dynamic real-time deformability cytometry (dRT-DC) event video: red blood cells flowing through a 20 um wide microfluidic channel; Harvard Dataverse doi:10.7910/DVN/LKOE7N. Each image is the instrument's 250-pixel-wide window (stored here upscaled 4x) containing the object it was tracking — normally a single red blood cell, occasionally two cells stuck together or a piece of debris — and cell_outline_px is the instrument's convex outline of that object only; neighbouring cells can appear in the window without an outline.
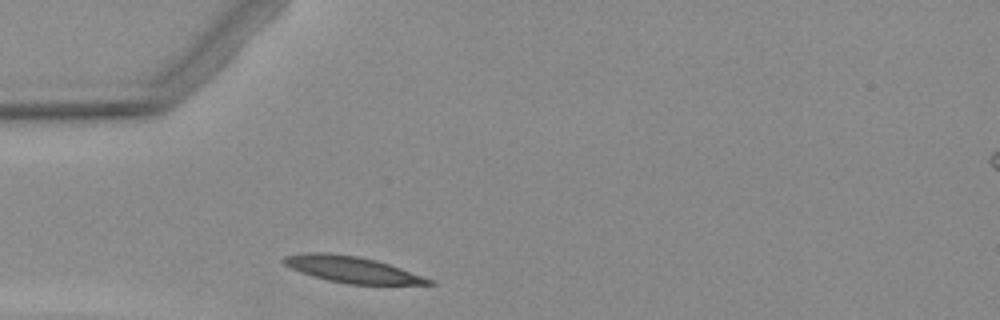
{"species": "Egyptian fruit bat (a non-hibernating species)", "species_latin": "Rousettus aegyptiacus", "temperature_condition": "warm", "stored_images_in_passage": 1, "camera_frame_rate_fps": 3000, "um_per_image_px": 0.085, "animal": {"sex": "female"}, "frame": {"image": 1, "passage_image": 1, "time_ms": 0.0, "image_size_px": [1000, 320], "cell_outline_px": [[436, 284], [344, 284], [312, 276], [300, 272], [284, 264], [280, 260], [284, 256], [308, 252], [324, 252], [360, 256], [376, 260], [424, 276], [432, 280]], "centroid_in_image_um": [29.88, 22.9], "position_along_channel_um": 55.1, "area_um2": 22.14}}